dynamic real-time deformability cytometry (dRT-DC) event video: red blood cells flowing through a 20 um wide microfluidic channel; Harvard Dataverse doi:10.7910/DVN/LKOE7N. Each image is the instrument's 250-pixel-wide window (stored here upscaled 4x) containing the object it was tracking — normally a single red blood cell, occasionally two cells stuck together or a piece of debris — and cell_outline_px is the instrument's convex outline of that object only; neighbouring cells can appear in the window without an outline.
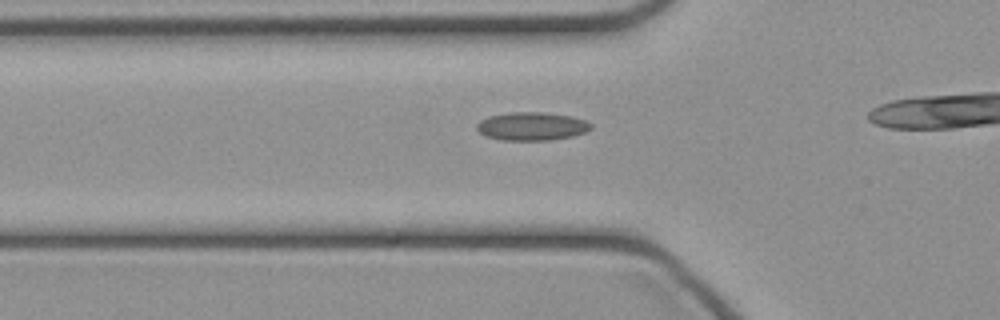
{"species": "common noctule bat (a hibernating species)", "species_latin": "Nyctalus noctula", "temperature_condition": "cold", "stored_images_in_passage": 30, "camera_frame_rate_fps": 3000, "um_per_image_px": 0.085, "animal": {"sex": "female", "body_mass_g": 21.9}, "frame": {"image": 1, "passage_image": 9, "time_ms": 2.667, "image_size_px": [1000, 320], "cell_outline_px": [[592, 128], [584, 132], [572, 136], [548, 140], [500, 140], [484, 136], [476, 128], [476, 124], [480, 120], [488, 116], [508, 112], [544, 112], [572, 116], [584, 120], [592, 124]], "centroid_in_image_um": [45.16, 10.73], "position_along_channel_um": 80.6, "area_um2": 18.9}}
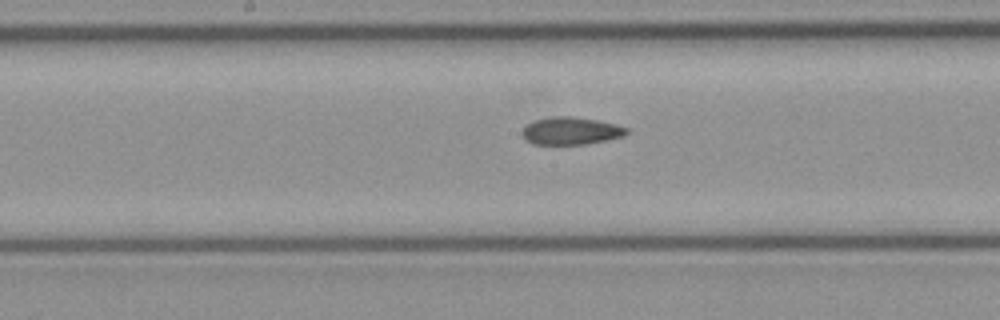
{"frame": {"image": 2, "passage_image": 17, "time_ms": 5.333, "image_size_px": [1000, 320], "cell_outline_px": [[628, 132], [624, 136], [584, 144], [532, 144], [524, 140], [520, 132], [532, 120], [552, 116], [572, 116], [596, 120], [616, 124], [628, 128]], "centroid_in_image_um": [48.47, 11.12], "position_along_channel_um": 199.7, "area_um2": 16.82}}
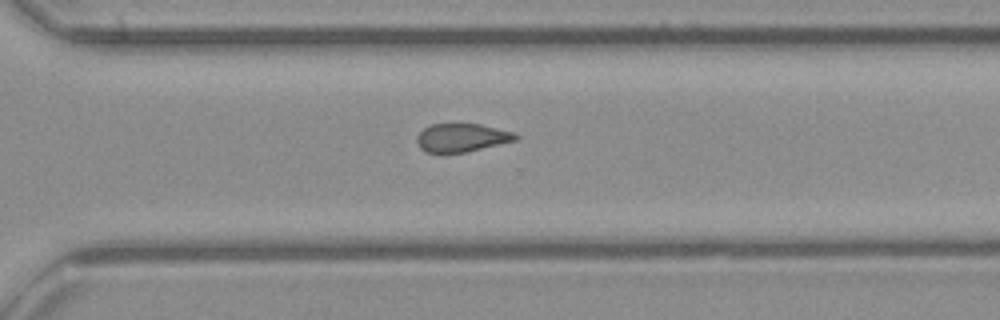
{"frame": {"image": 3, "passage_image": 26, "time_ms": 8.333, "image_size_px": [1000, 320], "cell_outline_px": [[520, 136], [516, 140], [464, 152], [444, 156], [440, 156], [428, 152], [420, 148], [416, 140], [416, 136], [424, 128], [432, 124], [480, 124], [516, 132]], "centroid_in_image_um": [39.22, 11.73], "position_along_channel_um": 331.4, "area_um2": 16.7}}